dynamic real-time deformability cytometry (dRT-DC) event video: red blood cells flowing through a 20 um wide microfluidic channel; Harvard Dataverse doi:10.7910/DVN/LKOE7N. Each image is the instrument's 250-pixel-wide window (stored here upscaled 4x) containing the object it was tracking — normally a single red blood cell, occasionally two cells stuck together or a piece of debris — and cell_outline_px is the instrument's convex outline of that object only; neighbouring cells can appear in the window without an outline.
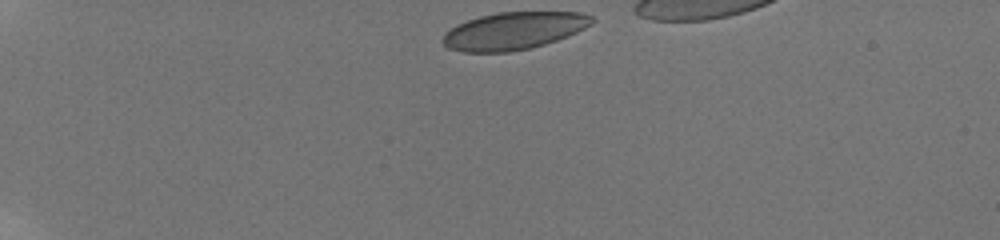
{"species": "human", "species_latin": "Homo sapiens", "temperature_condition": "room temperature", "stored_images_in_passage": 40, "camera_frame_rate_fps": 3000, "um_per_image_px": 0.085, "donor": {"sex": "male"}, "frame": {"image": 1, "passage_image": 1, "time_ms": 0.0, "image_size_px": [1000, 240], "cell_outline_px": [[596, 20], [592, 24], [576, 32], [556, 40], [532, 48], [508, 52], [464, 52], [444, 48], [444, 32], [456, 24], [480, 16], [500, 12], [580, 12], [592, 16]], "centroid_in_image_um": [43.65, 2.62], "position_along_channel_um": 41.4, "area_um2": 32.54}}
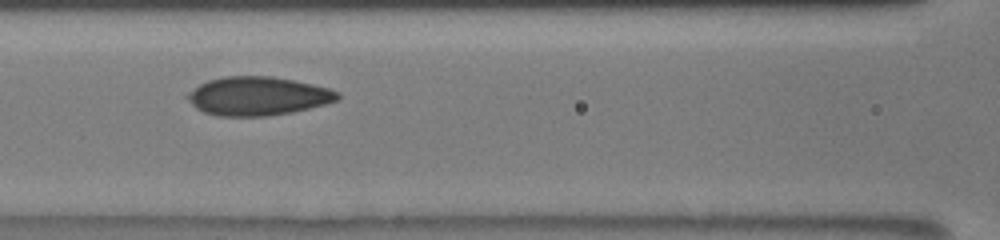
{"frame": {"image": 2, "passage_image": 15, "time_ms": 4.667, "image_size_px": [1000, 240], "cell_outline_px": [[340, 96], [336, 100], [324, 104], [292, 112], [268, 116], [220, 116], [204, 112], [196, 108], [184, 96], [188, 92], [200, 84], [208, 80], [224, 76], [272, 76], [312, 84], [328, 88], [340, 92]], "centroid_in_image_um": [21.88, 8.16], "position_along_channel_um": 144.7, "area_um2": 33.7}}
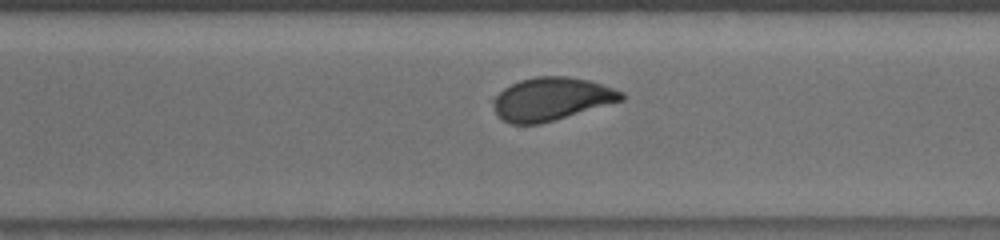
{"frame": {"image": 3, "passage_image": 29, "time_ms": 9.333, "image_size_px": [1000, 240], "cell_outline_px": [[624, 100], [540, 124], [512, 124], [504, 120], [496, 112], [492, 100], [492, 96], [504, 88], [520, 80], [536, 76], [568, 76], [588, 80], [624, 92]], "centroid_in_image_um": [46.86, 8.4], "position_along_channel_um": 323.7, "area_um2": 31.96}}